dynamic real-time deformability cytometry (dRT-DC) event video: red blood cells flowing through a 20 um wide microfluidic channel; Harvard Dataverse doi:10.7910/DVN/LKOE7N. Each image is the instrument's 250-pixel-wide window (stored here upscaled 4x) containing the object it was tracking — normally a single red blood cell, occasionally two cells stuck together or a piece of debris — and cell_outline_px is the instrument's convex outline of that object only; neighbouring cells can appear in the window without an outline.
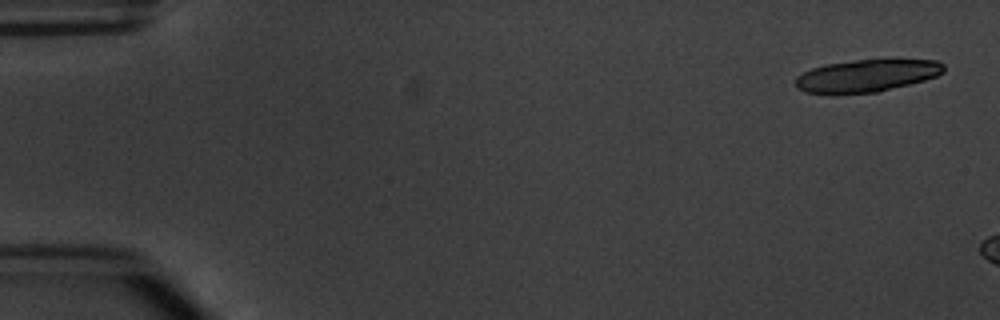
{"species": "common noctule bat (a hibernating species)", "species_latin": "Nyctalus noctula", "temperature_condition": "warm", "stored_images_in_passage": 3, "camera_frame_rate_fps": 3000, "um_per_image_px": 0.085, "animal": {"sex": "male", "body_mass_g": 20.1, "forearm_length_mm": 53.5}, "frame": {"image": 1, "passage_image": 1, "time_ms": 0.0, "image_size_px": [1000, 320], "cell_outline_px": [[944, 72], [936, 76], [924, 80], [876, 92], [804, 92], [796, 88], [796, 76], [812, 68], [828, 64], [856, 60], [936, 60], [944, 64]], "centroid_in_image_um": [73.69, 6.41], "position_along_channel_um": 11.3, "area_um2": 27.17}}